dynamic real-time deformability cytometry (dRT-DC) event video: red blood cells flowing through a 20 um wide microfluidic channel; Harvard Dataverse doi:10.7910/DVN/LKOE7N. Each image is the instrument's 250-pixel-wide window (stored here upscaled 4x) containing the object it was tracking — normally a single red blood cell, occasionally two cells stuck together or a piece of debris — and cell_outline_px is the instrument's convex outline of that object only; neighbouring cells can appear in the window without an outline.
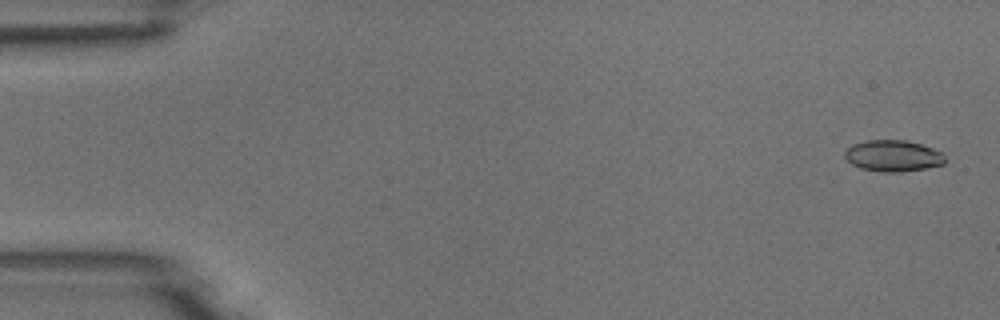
{"species": "common noctule bat (a hibernating species)", "species_latin": "Nyctalus noctula", "temperature_condition": "room temperature", "stored_images_in_passage": 4, "camera_frame_rate_fps": 3000, "um_per_image_px": 0.085, "animal": {"sex": "male", "body_mass_g": 18.8}, "frame": {"image": 1, "passage_image": 1, "time_ms": 0.0, "image_size_px": [1000, 320], "cell_outline_px": [[948, 160], [944, 164], [924, 168], [900, 172], [884, 172], [860, 168], [852, 164], [844, 156], [844, 152], [852, 144], [864, 140], [904, 140], [920, 144], [932, 148], [940, 152]], "centroid_in_image_um": [75.9, 13.24], "position_along_channel_um": 9.1, "area_um2": 18.26}}
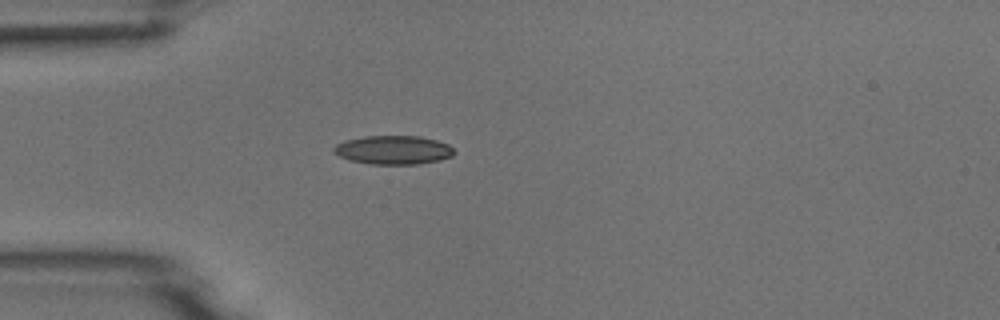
{"frame": {"image": 2, "passage_image": 4, "time_ms": 4.333, "image_size_px": [1000, 320], "cell_outline_px": [[456, 152], [452, 156], [440, 160], [420, 164], [372, 164], [352, 160], [340, 156], [332, 152], [332, 148], [336, 144], [344, 140], [364, 136], [420, 136], [436, 140], [448, 144]], "centroid_in_image_um": [33.44, 12.74], "position_along_channel_um": 51.6, "area_um2": 20.23}}